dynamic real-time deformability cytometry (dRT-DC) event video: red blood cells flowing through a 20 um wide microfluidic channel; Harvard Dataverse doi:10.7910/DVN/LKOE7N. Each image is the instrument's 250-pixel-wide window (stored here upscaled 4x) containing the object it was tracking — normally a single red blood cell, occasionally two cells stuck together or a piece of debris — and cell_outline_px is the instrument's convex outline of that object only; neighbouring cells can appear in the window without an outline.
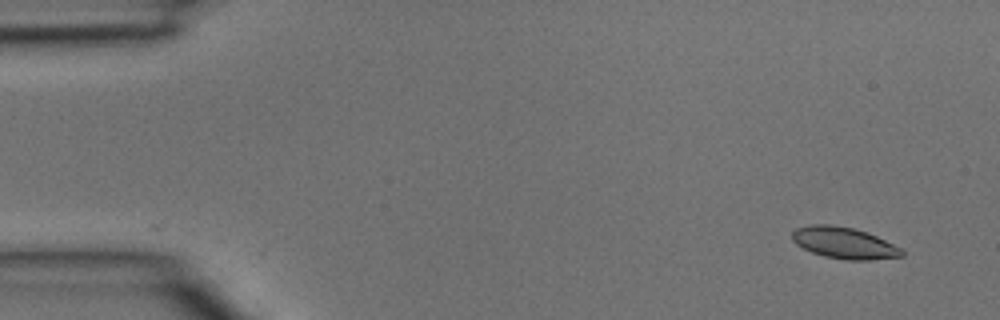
{"species": "common noctule bat (a hibernating species)", "species_latin": "Nyctalus noctula", "temperature_condition": "room temperature", "stored_images_in_passage": 38, "camera_frame_rate_fps": 3000, "um_per_image_px": 0.085, "animal": {"sex": "male", "body_mass_g": 15.6}, "frame": {"image": 1, "passage_image": 1, "time_ms": 0.0, "image_size_px": [1000, 320], "cell_outline_px": [[904, 256], [872, 260], [844, 260], [824, 256], [812, 252], [796, 244], [792, 240], [792, 232], [796, 228], [812, 224], [828, 224], [852, 228], [876, 236], [904, 248]], "centroid_in_image_um": [71.78, 20.66], "position_along_channel_um": 13.2, "area_um2": 20.17}}
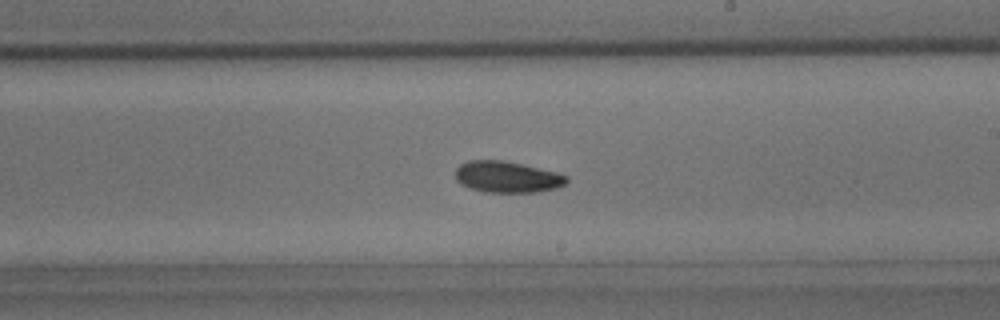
{"frame": {"image": 2, "passage_image": 21, "time_ms": 6.667, "image_size_px": [1000, 320], "cell_outline_px": [[568, 180], [564, 184], [556, 188], [536, 192], [484, 192], [460, 184], [456, 180], [456, 168], [460, 164], [468, 160], [504, 160], [560, 172], [568, 176]], "centroid_in_image_um": [43.12, 15.03], "position_along_channel_um": 245.9, "area_um2": 20.46}}
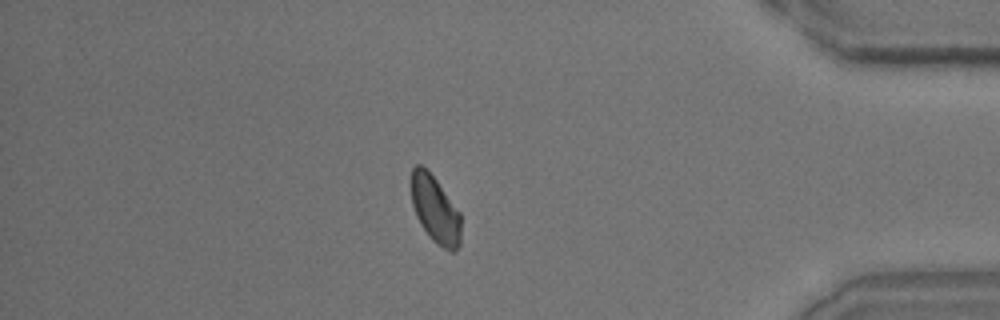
{"frame": {"image": 3, "passage_image": 32, "time_ms": 10.333, "image_size_px": [1000, 320], "cell_outline_px": [[460, 244], [456, 252], [452, 252], [436, 244], [432, 240], [420, 224], [416, 216], [412, 204], [412, 168], [416, 164], [420, 164], [436, 180], [460, 212]], "centroid_in_image_um": [37.0, 17.85], "position_along_channel_um": 398.2, "area_um2": 19.25}}